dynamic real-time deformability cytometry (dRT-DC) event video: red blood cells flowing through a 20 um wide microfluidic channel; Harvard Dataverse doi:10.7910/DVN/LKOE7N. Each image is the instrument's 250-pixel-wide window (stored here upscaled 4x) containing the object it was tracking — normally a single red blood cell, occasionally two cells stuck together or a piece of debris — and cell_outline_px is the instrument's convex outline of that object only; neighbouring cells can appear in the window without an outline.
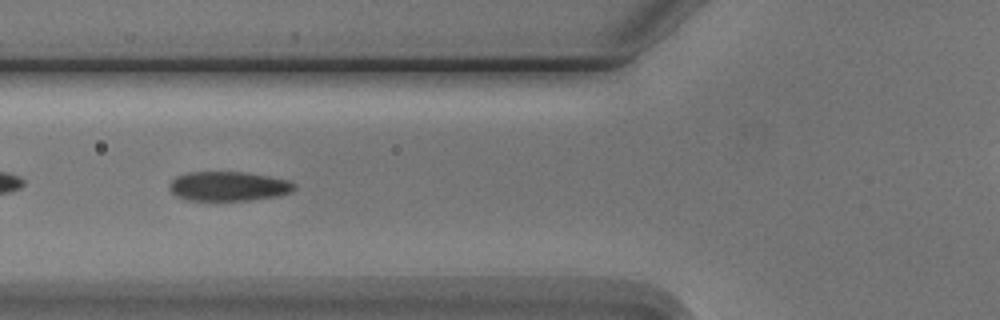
{"species": "Egyptian fruit bat (a non-hibernating species)", "species_latin": "Rousettus aegyptiacus", "temperature_condition": "cold", "stored_images_in_passage": 8, "camera_frame_rate_fps": 3000, "um_per_image_px": 0.085, "animal": {"sex": "male"}, "frame": {"image": 1, "passage_image": 5, "time_ms": 4.667, "image_size_px": [1000, 320], "cell_outline_px": [[296, 188], [292, 192], [280, 196], [248, 200], [184, 200], [176, 196], [168, 188], [168, 184], [176, 176], [188, 172], [244, 172], [268, 176], [288, 180], [296, 184]], "centroid_in_image_um": [19.41, 15.83], "position_along_channel_um": 106.4, "area_um2": 21.62}}
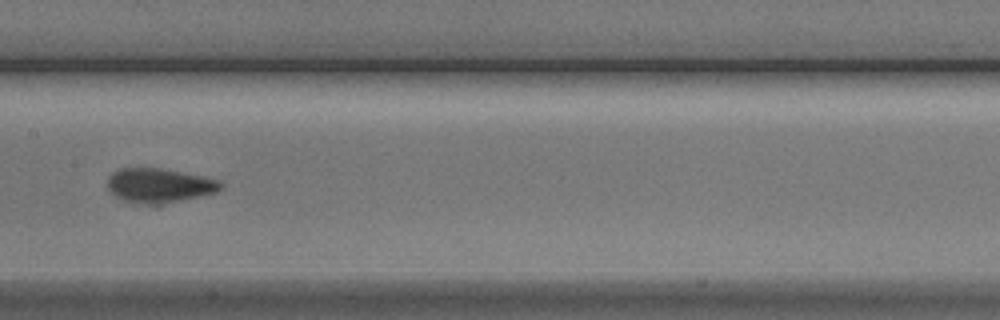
{"frame": {"image": 2, "passage_image": 7, "time_ms": 7.0, "image_size_px": [1000, 320], "cell_outline_px": [[224, 184], [216, 192], [156, 208], [136, 204], [124, 200], [116, 196], [108, 188], [108, 176], [112, 172], [120, 168], [156, 168], [180, 172], [220, 180]], "centroid_in_image_um": [13.53, 15.82], "position_along_channel_um": 193.9, "area_um2": 23.24}}
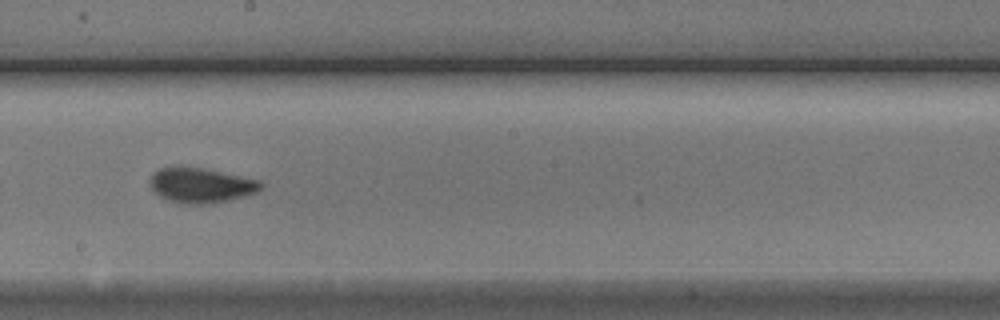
{"frame": {"image": 3, "passage_image": 8, "time_ms": 8.0, "image_size_px": [1000, 320], "cell_outline_px": [[264, 188], [256, 192], [244, 196], [212, 204], [184, 204], [168, 200], [160, 196], [152, 188], [152, 176], [160, 168], [172, 164], [180, 164], [260, 180], [264, 184]], "centroid_in_image_um": [17.1, 15.73], "position_along_channel_um": 231.1, "area_um2": 22.72}}